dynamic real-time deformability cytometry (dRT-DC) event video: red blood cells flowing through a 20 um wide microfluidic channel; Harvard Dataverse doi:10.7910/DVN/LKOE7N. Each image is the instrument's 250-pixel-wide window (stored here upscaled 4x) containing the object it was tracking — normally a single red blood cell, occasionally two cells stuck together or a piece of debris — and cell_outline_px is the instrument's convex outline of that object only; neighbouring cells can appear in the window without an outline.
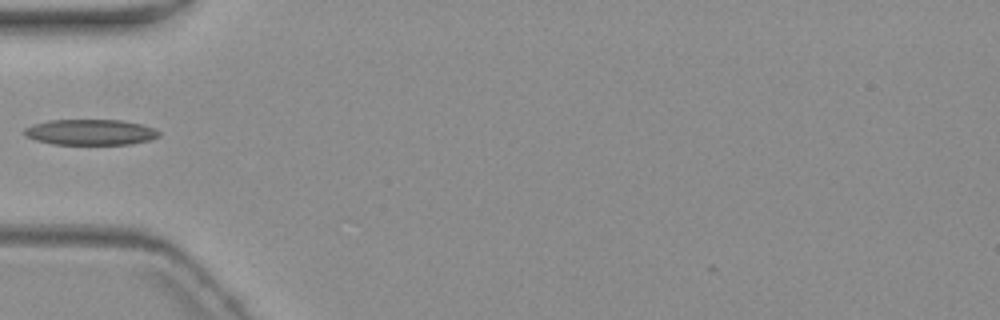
{"species": "common noctule bat (a hibernating species)", "species_latin": "Nyctalus noctula", "temperature_condition": "warm", "stored_images_in_passage": 4, "camera_frame_rate_fps": 3000, "um_per_image_px": 0.085, "animal": {"sex": "female", "body_mass_g": 19.3, "forearm_length_mm": 54.1}, "frame": {"image": 1, "passage_image": 4, "time_ms": 5.0, "image_size_px": [1000, 320], "cell_outline_px": [[160, 136], [148, 140], [132, 144], [52, 144], [36, 140], [24, 136], [24, 128], [32, 124], [48, 120], [124, 120], [140, 124], [152, 128], [160, 132]], "centroid_in_image_um": [7.65, 11.23], "position_along_channel_um": 77.4, "area_um2": 20.17}}